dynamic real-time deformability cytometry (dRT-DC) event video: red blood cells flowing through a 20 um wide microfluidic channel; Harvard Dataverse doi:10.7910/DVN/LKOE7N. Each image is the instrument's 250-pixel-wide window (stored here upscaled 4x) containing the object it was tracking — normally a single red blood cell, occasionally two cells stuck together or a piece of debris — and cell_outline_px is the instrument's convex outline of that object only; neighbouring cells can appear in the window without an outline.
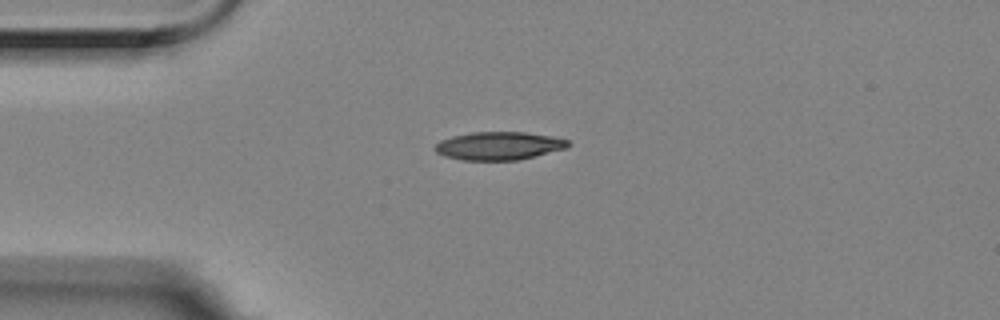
{"species": "Egyptian fruit bat (a non-hibernating species)", "species_latin": "Rousettus aegyptiacus", "temperature_condition": "room temperature", "stored_images_in_passage": 4, "camera_frame_rate_fps": 3000, "um_per_image_px": 0.085, "animal": {"sex": "female"}, "frame": {"image": 1, "passage_image": 1, "time_ms": 0.0, "image_size_px": [1000, 320], "cell_outline_px": [[572, 144], [568, 148], [516, 160], [464, 160], [444, 156], [436, 152], [432, 148], [440, 140], [452, 136], [472, 132], [524, 132], [552, 136], [568, 140]], "centroid_in_image_um": [42.4, 12.39], "position_along_channel_um": 42.6, "area_um2": 21.85}}
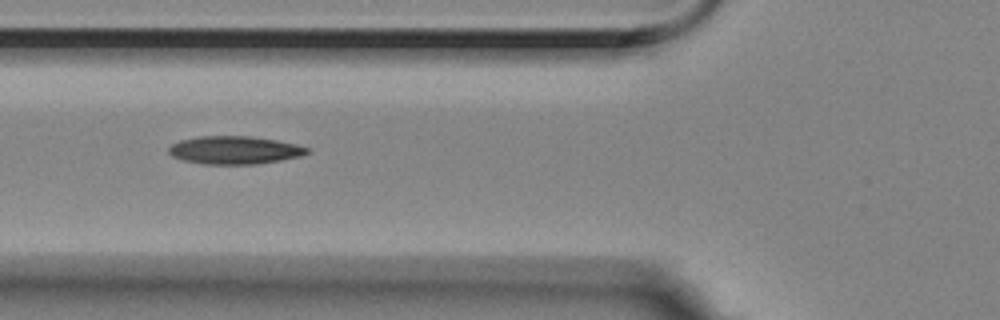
{"frame": {"image": 2, "passage_image": 3, "time_ms": 0.667, "image_size_px": [1000, 320], "cell_outline_px": [[312, 152], [300, 156], [280, 160], [256, 164], [204, 164], [184, 160], [172, 156], [168, 152], [168, 148], [172, 144], [180, 140], [200, 136], [252, 136], [276, 140], [296, 144], [308, 148]], "centroid_in_image_um": [19.94, 12.75], "position_along_channel_um": 105.9, "area_um2": 22.54}}
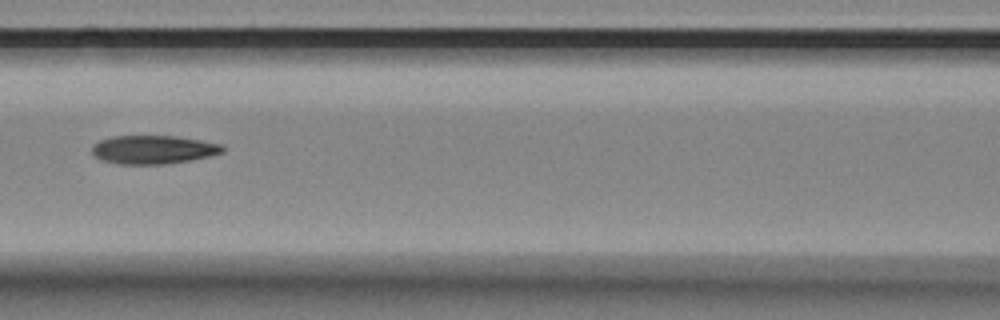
{"frame": {"image": 3, "passage_image": 4, "time_ms": 1.0, "image_size_px": [1000, 320], "cell_outline_px": [[224, 152], [192, 160], [164, 164], [120, 164], [100, 160], [92, 152], [92, 144], [100, 140], [112, 136], [176, 136], [200, 140], [220, 144], [224, 148]], "centroid_in_image_um": [13.0, 12.72], "position_along_channel_um": 153.6, "area_um2": 21.68}}